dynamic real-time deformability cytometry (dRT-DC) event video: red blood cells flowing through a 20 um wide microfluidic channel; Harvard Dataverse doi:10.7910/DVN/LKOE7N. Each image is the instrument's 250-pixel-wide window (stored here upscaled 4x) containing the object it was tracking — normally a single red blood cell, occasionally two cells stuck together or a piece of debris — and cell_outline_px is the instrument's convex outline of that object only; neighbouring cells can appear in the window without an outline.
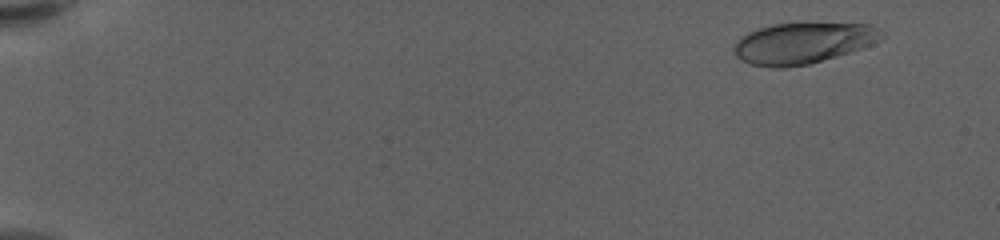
{"species": "human", "species_latin": "Homo sapiens", "temperature_condition": "warm", "stored_images_in_passage": 61, "camera_frame_rate_fps": 3000, "um_per_image_px": 0.085, "donor": {"sex": "female"}, "frame": {"image": 1, "passage_image": 6, "time_ms": 1.667, "image_size_px": [1000, 240], "cell_outline_px": [[884, 36], [872, 44], [836, 56], [808, 64], [784, 68], [772, 68], [752, 64], [736, 56], [736, 40], [748, 32], [772, 24], [868, 24], [884, 32]], "centroid_in_image_um": [68.24, 3.67], "position_along_channel_um": 16.8, "area_um2": 34.56}}
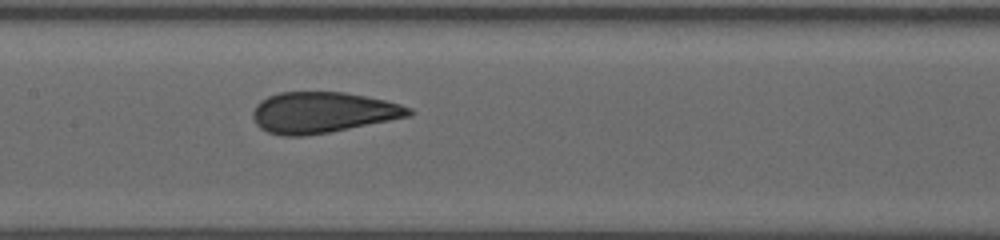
{"frame": {"image": 2, "passage_image": 33, "time_ms": 10.667, "image_size_px": [1000, 240], "cell_outline_px": [[412, 112], [408, 116], [328, 132], [304, 136], [284, 136], [268, 132], [260, 128], [256, 124], [252, 116], [252, 112], [256, 104], [260, 100], [268, 96], [280, 92], [344, 92], [384, 100], [400, 104], [412, 108]], "centroid_in_image_um": [27.35, 9.55], "position_along_channel_um": 180.0, "area_um2": 36.82}}
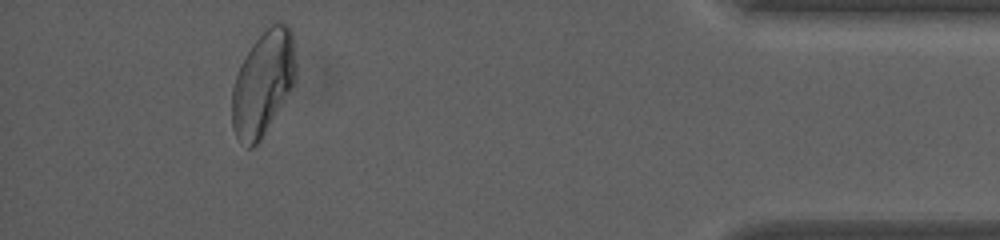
{"frame": {"image": 3, "passage_image": 57, "time_ms": 18.667, "image_size_px": [1000, 240], "cell_outline_px": [[296, 80], [260, 140], [252, 148], [248, 148], [236, 136], [232, 128], [232, 88], [240, 64], [252, 44], [276, 20], [280, 20], [288, 24], [292, 32], [296, 64]], "centroid_in_image_um": [22.36, 7.03], "position_along_channel_um": 412.8, "area_um2": 38.67}, "authors_computed_cell_mechanics": {"area_um2": 36.8186, "velocity_mm_per_s": 3.5103, "shape_relaxation_time_tau1_ms": 5.6304, "shape_relaxation_time_tau2_ms": 0.797, "deformation_change_tau1": 0.2004, "deformation_change_tau2": 0.063}}